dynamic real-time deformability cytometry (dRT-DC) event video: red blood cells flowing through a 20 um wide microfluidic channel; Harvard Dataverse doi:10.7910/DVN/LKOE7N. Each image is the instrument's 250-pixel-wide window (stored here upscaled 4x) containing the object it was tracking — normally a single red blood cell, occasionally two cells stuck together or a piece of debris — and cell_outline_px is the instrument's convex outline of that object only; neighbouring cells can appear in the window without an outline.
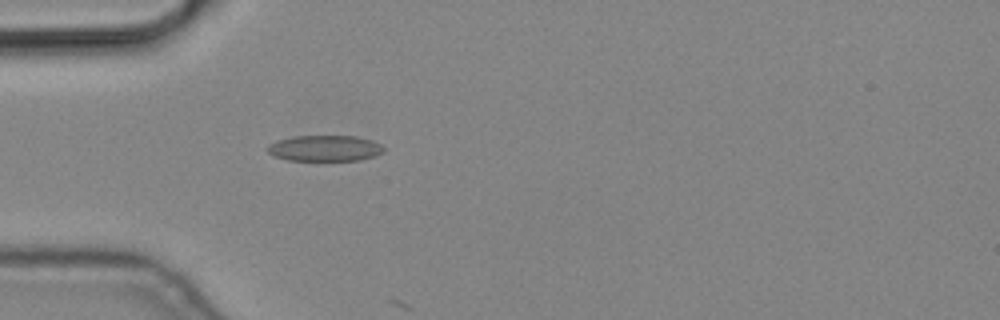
{"species": "common noctule bat (a hibernating species)", "species_latin": "Nyctalus noctula", "temperature_condition": "cold", "stored_images_in_passage": 2, "camera_frame_rate_fps": 3000, "um_per_image_px": 0.085, "animal": {"sex": "male", "body_mass_g": 19.2, "forearm_length_mm": 51.8}, "frame": {"image": 1, "passage_image": 2, "time_ms": 0.333, "image_size_px": [1000, 320], "cell_outline_px": [[384, 152], [360, 160], [288, 160], [272, 156], [264, 148], [268, 144], [276, 140], [292, 136], [356, 136], [372, 140], [380, 144], [384, 148]], "centroid_in_image_um": [27.54, 12.59], "position_along_channel_um": 57.5, "area_um2": 17.69}}